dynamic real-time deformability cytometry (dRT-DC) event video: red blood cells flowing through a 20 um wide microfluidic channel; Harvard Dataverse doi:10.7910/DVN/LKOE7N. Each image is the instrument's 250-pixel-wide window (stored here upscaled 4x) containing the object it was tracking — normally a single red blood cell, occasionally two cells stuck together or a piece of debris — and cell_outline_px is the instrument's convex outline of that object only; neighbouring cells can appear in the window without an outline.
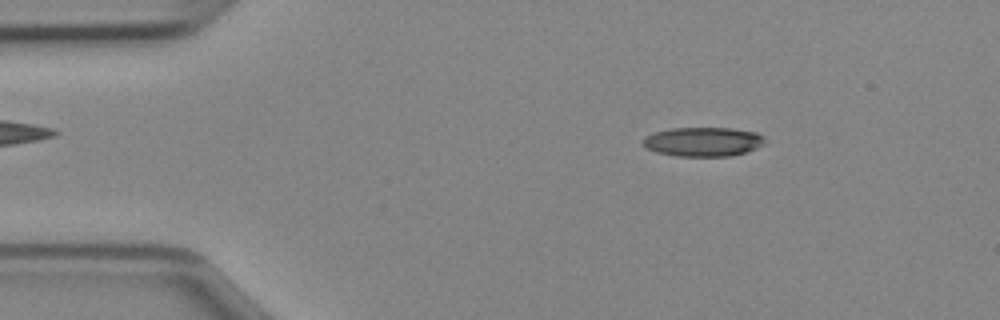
{"species": "Egyptian fruit bat (a non-hibernating species)", "species_latin": "Rousettus aegyptiacus", "temperature_condition": "cold", "stored_images_in_passage": 45, "camera_frame_rate_fps": 3000, "um_per_image_px": 0.085, "animal": {"sex": "female"}, "frame": {"image": 1, "passage_image": 6, "time_ms": 1.667, "image_size_px": [1000, 320], "cell_outline_px": [[768, 140], [764, 144], [748, 152], [728, 156], [676, 156], [656, 152], [644, 148], [644, 136], [656, 132], [672, 128], [732, 128], [756, 132], [764, 136]], "centroid_in_image_um": [59.8, 12.05], "position_along_channel_um": 25.2, "area_um2": 20.92}}
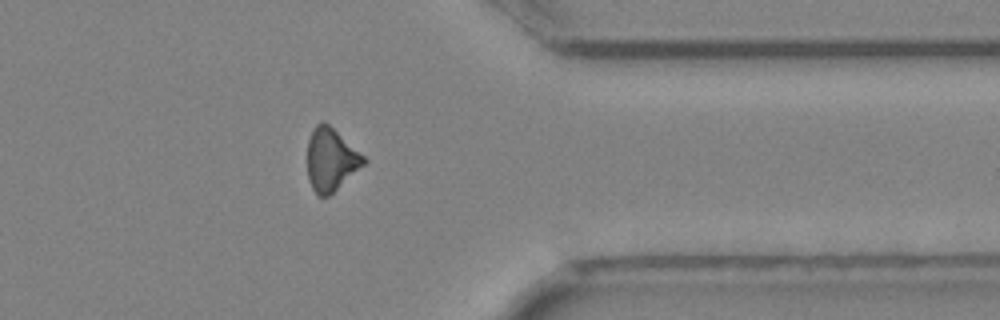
{"frame": {"image": 2, "passage_image": 36, "time_ms": 11.667, "image_size_px": [1000, 320], "cell_outline_px": [[368, 160], [364, 164], [328, 196], [316, 196], [308, 180], [308, 140], [316, 124], [320, 120], [324, 120], [364, 156]], "centroid_in_image_um": [28.1, 13.56], "position_along_channel_um": 383.3, "area_um2": 20.29}}
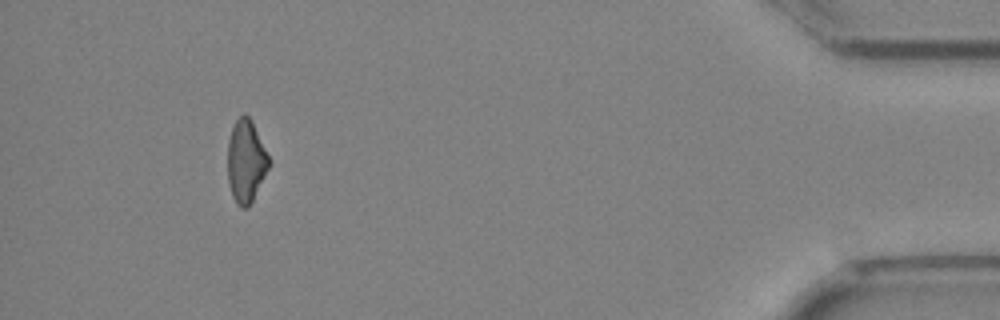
{"frame": {"image": 3, "passage_image": 42, "time_ms": 13.667, "image_size_px": [1000, 320], "cell_outline_px": [[272, 164], [248, 208], [240, 208], [236, 204], [232, 196], [228, 184], [228, 140], [232, 128], [236, 120], [244, 112], [252, 120]], "centroid_in_image_um": [20.91, 13.73], "position_along_channel_um": 414.3, "area_um2": 20.11}}